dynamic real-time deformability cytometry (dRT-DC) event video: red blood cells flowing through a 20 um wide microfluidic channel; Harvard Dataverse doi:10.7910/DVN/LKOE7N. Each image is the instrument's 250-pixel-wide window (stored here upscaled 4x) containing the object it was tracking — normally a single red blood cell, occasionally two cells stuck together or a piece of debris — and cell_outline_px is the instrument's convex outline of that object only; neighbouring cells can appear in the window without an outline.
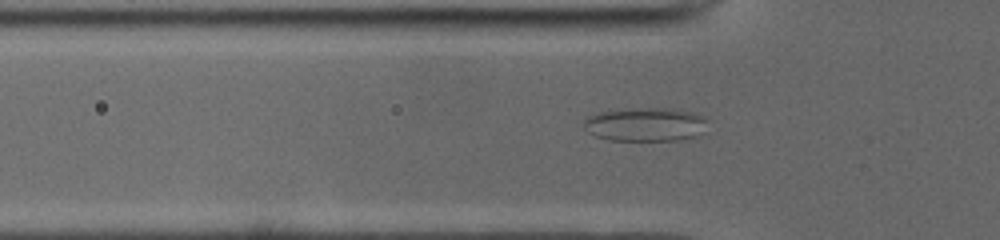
{"species": "common noctule bat (a hibernating species)", "species_latin": "Nyctalus noctula", "temperature_condition": "cold", "stored_images_in_passage": 45, "camera_frame_rate_fps": 3000, "um_per_image_px": 0.085, "animal": {"sex": "male", "body_mass_g": 19.0, "forearm_length_mm": 50.8}, "frame": {"image": 1, "passage_image": 10, "time_ms": 3.0, "image_size_px": [1000, 240], "cell_outline_px": [[708, 120], [704, 132], [700, 136], [676, 140], [612, 140], [596, 136], [588, 132], [584, 128], [584, 120], [588, 116], [600, 112], [640, 108], [680, 108], [704, 116]], "centroid_in_image_um": [54.94, 10.57], "position_along_channel_um": 70.9, "area_um2": 24.51}}
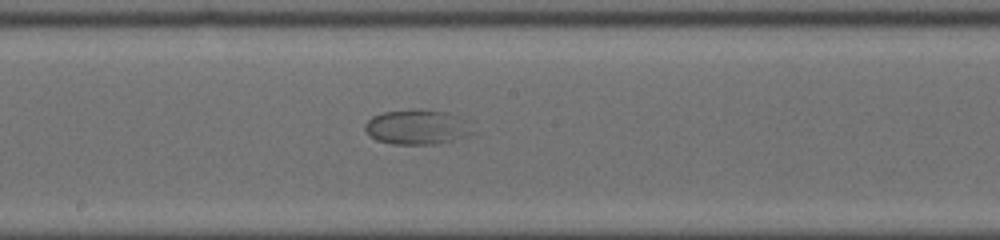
{"frame": {"image": 2, "passage_image": 21, "time_ms": 6.667, "image_size_px": [1000, 240], "cell_outline_px": [[476, 132], [452, 140], [436, 144], [392, 144], [376, 140], [364, 128], [364, 124], [372, 116], [384, 112], [408, 108], [420, 108], [444, 112], [468, 120]], "centroid_in_image_um": [35.46, 10.78], "position_along_channel_um": 212.7, "area_um2": 22.08}}
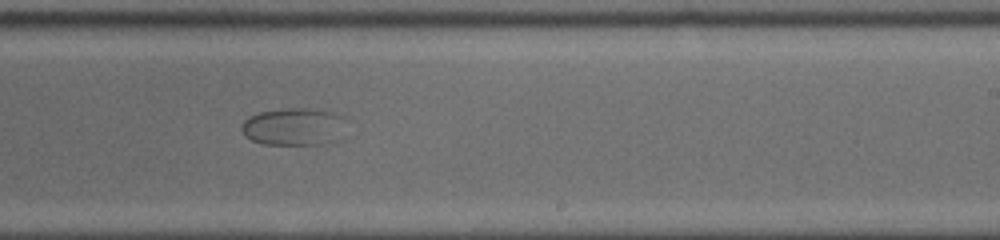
{"frame": {"image": 3, "passage_image": 25, "time_ms": 8.0, "image_size_px": [1000, 240], "cell_outline_px": [[340, 116], [328, 140], [324, 144], [264, 144], [252, 140], [244, 136], [240, 128], [240, 124], [248, 116], [260, 112], [284, 108], [308, 108], [336, 112]], "centroid_in_image_um": [24.68, 10.73], "position_along_channel_um": 264.3, "area_um2": 21.56}}